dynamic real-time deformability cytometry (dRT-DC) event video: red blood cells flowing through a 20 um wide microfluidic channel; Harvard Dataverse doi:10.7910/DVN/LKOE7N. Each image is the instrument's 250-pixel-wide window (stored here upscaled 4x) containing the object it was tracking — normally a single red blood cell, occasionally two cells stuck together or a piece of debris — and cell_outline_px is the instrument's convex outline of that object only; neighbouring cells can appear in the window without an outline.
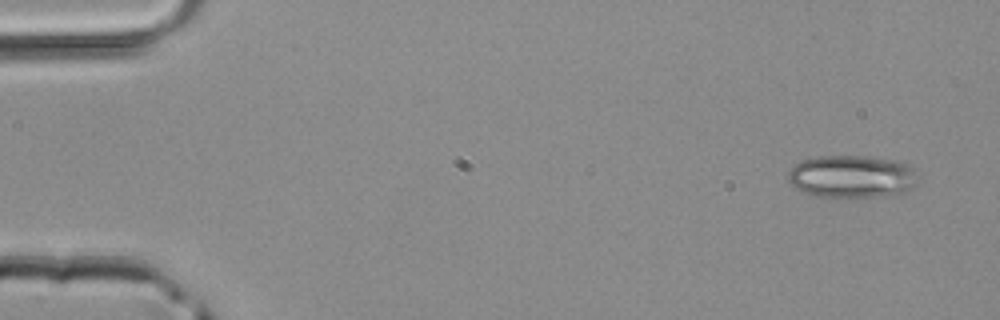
{"species": "common noctule bat (a hibernating species)", "species_latin": "Nyctalus noctula", "temperature_condition": "room temperature", "stored_images_in_passage": 3, "camera_frame_rate_fps": 3000, "um_per_image_px": 0.085, "animal": {"sex": "male", "body_mass_g": 20.4}, "frame": {"image": 1, "passage_image": 1, "time_ms": 0.0, "image_size_px": [1000, 320], "cell_outline_px": [[920, 176], [916, 184], [904, 192], [852, 200], [812, 196], [796, 188], [788, 180], [788, 172], [800, 160], [820, 156], [868, 156], [896, 160], [908, 164], [916, 168]], "centroid_in_image_um": [72.44, 15.03], "position_along_channel_um": 12.6, "area_um2": 33.29}}